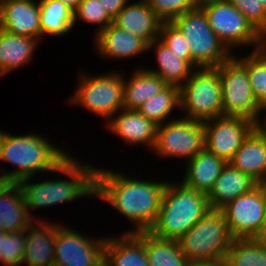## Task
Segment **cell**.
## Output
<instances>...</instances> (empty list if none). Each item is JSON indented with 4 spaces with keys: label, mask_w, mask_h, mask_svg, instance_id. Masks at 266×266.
<instances>
[{
    "label": "cell",
    "mask_w": 266,
    "mask_h": 266,
    "mask_svg": "<svg viewBox=\"0 0 266 266\" xmlns=\"http://www.w3.org/2000/svg\"><path fill=\"white\" fill-rule=\"evenodd\" d=\"M114 171L97 167L96 169V199L109 204L121 213L132 224L134 230L124 233L148 232L154 226L166 181L144 180Z\"/></svg>",
    "instance_id": "1"
},
{
    "label": "cell",
    "mask_w": 266,
    "mask_h": 266,
    "mask_svg": "<svg viewBox=\"0 0 266 266\" xmlns=\"http://www.w3.org/2000/svg\"><path fill=\"white\" fill-rule=\"evenodd\" d=\"M96 169L97 167L92 163H85L69 154L52 171V176L54 173L58 174L60 179L49 178L44 181L31 182L34 177H28L20 180L18 183L21 186L30 216L34 220H43L38 216L37 218L33 216L32 210L73 202L86 196L87 199L94 198L96 195Z\"/></svg>",
    "instance_id": "2"
},
{
    "label": "cell",
    "mask_w": 266,
    "mask_h": 266,
    "mask_svg": "<svg viewBox=\"0 0 266 266\" xmlns=\"http://www.w3.org/2000/svg\"><path fill=\"white\" fill-rule=\"evenodd\" d=\"M49 140L41 133L17 136L3 131L0 137V162L14 165L15 170L8 171L1 167V176L9 182H19L38 173H52L71 153Z\"/></svg>",
    "instance_id": "3"
},
{
    "label": "cell",
    "mask_w": 266,
    "mask_h": 266,
    "mask_svg": "<svg viewBox=\"0 0 266 266\" xmlns=\"http://www.w3.org/2000/svg\"><path fill=\"white\" fill-rule=\"evenodd\" d=\"M209 210L207 194L181 182L167 181L157 220L149 232L162 239L178 240Z\"/></svg>",
    "instance_id": "4"
},
{
    "label": "cell",
    "mask_w": 266,
    "mask_h": 266,
    "mask_svg": "<svg viewBox=\"0 0 266 266\" xmlns=\"http://www.w3.org/2000/svg\"><path fill=\"white\" fill-rule=\"evenodd\" d=\"M81 71L74 93L68 102L109 121L123 109L124 73L108 71L96 75Z\"/></svg>",
    "instance_id": "5"
},
{
    "label": "cell",
    "mask_w": 266,
    "mask_h": 266,
    "mask_svg": "<svg viewBox=\"0 0 266 266\" xmlns=\"http://www.w3.org/2000/svg\"><path fill=\"white\" fill-rule=\"evenodd\" d=\"M233 240L223 211L210 209L178 239V244L191 263L224 259Z\"/></svg>",
    "instance_id": "6"
},
{
    "label": "cell",
    "mask_w": 266,
    "mask_h": 266,
    "mask_svg": "<svg viewBox=\"0 0 266 266\" xmlns=\"http://www.w3.org/2000/svg\"><path fill=\"white\" fill-rule=\"evenodd\" d=\"M185 37L191 61L197 68L218 67L232 53L211 29L205 12L197 6L171 21Z\"/></svg>",
    "instance_id": "7"
},
{
    "label": "cell",
    "mask_w": 266,
    "mask_h": 266,
    "mask_svg": "<svg viewBox=\"0 0 266 266\" xmlns=\"http://www.w3.org/2000/svg\"><path fill=\"white\" fill-rule=\"evenodd\" d=\"M222 84L216 67L196 68L180 87L184 118L205 122L223 116Z\"/></svg>",
    "instance_id": "8"
},
{
    "label": "cell",
    "mask_w": 266,
    "mask_h": 266,
    "mask_svg": "<svg viewBox=\"0 0 266 266\" xmlns=\"http://www.w3.org/2000/svg\"><path fill=\"white\" fill-rule=\"evenodd\" d=\"M206 14L216 36L232 52L238 47H264V38L246 20L245 16L228 0H207L198 5Z\"/></svg>",
    "instance_id": "9"
},
{
    "label": "cell",
    "mask_w": 266,
    "mask_h": 266,
    "mask_svg": "<svg viewBox=\"0 0 266 266\" xmlns=\"http://www.w3.org/2000/svg\"><path fill=\"white\" fill-rule=\"evenodd\" d=\"M216 68L222 84L223 116L243 117L259 125L266 110L254 96L247 69L234 56Z\"/></svg>",
    "instance_id": "10"
},
{
    "label": "cell",
    "mask_w": 266,
    "mask_h": 266,
    "mask_svg": "<svg viewBox=\"0 0 266 266\" xmlns=\"http://www.w3.org/2000/svg\"><path fill=\"white\" fill-rule=\"evenodd\" d=\"M205 148L204 122L184 117L171 119L157 126L156 142L152 150L160 158L192 159Z\"/></svg>",
    "instance_id": "11"
},
{
    "label": "cell",
    "mask_w": 266,
    "mask_h": 266,
    "mask_svg": "<svg viewBox=\"0 0 266 266\" xmlns=\"http://www.w3.org/2000/svg\"><path fill=\"white\" fill-rule=\"evenodd\" d=\"M221 210L234 239L258 238L266 220V184H258Z\"/></svg>",
    "instance_id": "12"
},
{
    "label": "cell",
    "mask_w": 266,
    "mask_h": 266,
    "mask_svg": "<svg viewBox=\"0 0 266 266\" xmlns=\"http://www.w3.org/2000/svg\"><path fill=\"white\" fill-rule=\"evenodd\" d=\"M73 227L58 226L54 248L57 266H98L104 260L105 237H89Z\"/></svg>",
    "instance_id": "13"
},
{
    "label": "cell",
    "mask_w": 266,
    "mask_h": 266,
    "mask_svg": "<svg viewBox=\"0 0 266 266\" xmlns=\"http://www.w3.org/2000/svg\"><path fill=\"white\" fill-rule=\"evenodd\" d=\"M258 125L243 117L222 116L204 122L205 148L229 162Z\"/></svg>",
    "instance_id": "14"
},
{
    "label": "cell",
    "mask_w": 266,
    "mask_h": 266,
    "mask_svg": "<svg viewBox=\"0 0 266 266\" xmlns=\"http://www.w3.org/2000/svg\"><path fill=\"white\" fill-rule=\"evenodd\" d=\"M0 28L41 41L39 0H0Z\"/></svg>",
    "instance_id": "15"
},
{
    "label": "cell",
    "mask_w": 266,
    "mask_h": 266,
    "mask_svg": "<svg viewBox=\"0 0 266 266\" xmlns=\"http://www.w3.org/2000/svg\"><path fill=\"white\" fill-rule=\"evenodd\" d=\"M109 130L129 146L144 145L154 148L157 124L141 115L137 110L122 109L104 124Z\"/></svg>",
    "instance_id": "16"
},
{
    "label": "cell",
    "mask_w": 266,
    "mask_h": 266,
    "mask_svg": "<svg viewBox=\"0 0 266 266\" xmlns=\"http://www.w3.org/2000/svg\"><path fill=\"white\" fill-rule=\"evenodd\" d=\"M93 37L96 52L103 59L122 61L148 53V44L143 39L113 23Z\"/></svg>",
    "instance_id": "17"
},
{
    "label": "cell",
    "mask_w": 266,
    "mask_h": 266,
    "mask_svg": "<svg viewBox=\"0 0 266 266\" xmlns=\"http://www.w3.org/2000/svg\"><path fill=\"white\" fill-rule=\"evenodd\" d=\"M161 20L146 0L128 2L113 18V24L143 39L148 45L159 38Z\"/></svg>",
    "instance_id": "18"
},
{
    "label": "cell",
    "mask_w": 266,
    "mask_h": 266,
    "mask_svg": "<svg viewBox=\"0 0 266 266\" xmlns=\"http://www.w3.org/2000/svg\"><path fill=\"white\" fill-rule=\"evenodd\" d=\"M258 184H266V134L257 126L228 162Z\"/></svg>",
    "instance_id": "19"
},
{
    "label": "cell",
    "mask_w": 266,
    "mask_h": 266,
    "mask_svg": "<svg viewBox=\"0 0 266 266\" xmlns=\"http://www.w3.org/2000/svg\"><path fill=\"white\" fill-rule=\"evenodd\" d=\"M60 224L44 220H35L27 228V242L23 263L28 266L54 265L56 229Z\"/></svg>",
    "instance_id": "20"
},
{
    "label": "cell",
    "mask_w": 266,
    "mask_h": 266,
    "mask_svg": "<svg viewBox=\"0 0 266 266\" xmlns=\"http://www.w3.org/2000/svg\"><path fill=\"white\" fill-rule=\"evenodd\" d=\"M107 236L104 259L110 266H149L145 252V232Z\"/></svg>",
    "instance_id": "21"
},
{
    "label": "cell",
    "mask_w": 266,
    "mask_h": 266,
    "mask_svg": "<svg viewBox=\"0 0 266 266\" xmlns=\"http://www.w3.org/2000/svg\"><path fill=\"white\" fill-rule=\"evenodd\" d=\"M228 162L215 156L206 148L185 164V174L181 183L188 188L208 194Z\"/></svg>",
    "instance_id": "22"
},
{
    "label": "cell",
    "mask_w": 266,
    "mask_h": 266,
    "mask_svg": "<svg viewBox=\"0 0 266 266\" xmlns=\"http://www.w3.org/2000/svg\"><path fill=\"white\" fill-rule=\"evenodd\" d=\"M40 40L11 34L0 28V78L30 64Z\"/></svg>",
    "instance_id": "23"
},
{
    "label": "cell",
    "mask_w": 266,
    "mask_h": 266,
    "mask_svg": "<svg viewBox=\"0 0 266 266\" xmlns=\"http://www.w3.org/2000/svg\"><path fill=\"white\" fill-rule=\"evenodd\" d=\"M258 183L248 174L227 164L207 194L210 209L221 210L238 196L250 192Z\"/></svg>",
    "instance_id": "24"
},
{
    "label": "cell",
    "mask_w": 266,
    "mask_h": 266,
    "mask_svg": "<svg viewBox=\"0 0 266 266\" xmlns=\"http://www.w3.org/2000/svg\"><path fill=\"white\" fill-rule=\"evenodd\" d=\"M35 220L30 216L21 186L8 182L0 191V228L6 233L27 229Z\"/></svg>",
    "instance_id": "25"
},
{
    "label": "cell",
    "mask_w": 266,
    "mask_h": 266,
    "mask_svg": "<svg viewBox=\"0 0 266 266\" xmlns=\"http://www.w3.org/2000/svg\"><path fill=\"white\" fill-rule=\"evenodd\" d=\"M152 50L155 51L157 67L145 69L160 76L168 85L181 87L197 68L192 61L180 59L159 38L148 45V54Z\"/></svg>",
    "instance_id": "26"
},
{
    "label": "cell",
    "mask_w": 266,
    "mask_h": 266,
    "mask_svg": "<svg viewBox=\"0 0 266 266\" xmlns=\"http://www.w3.org/2000/svg\"><path fill=\"white\" fill-rule=\"evenodd\" d=\"M136 69L129 79L124 73L123 109L137 110L168 86L160 76L149 72L145 67Z\"/></svg>",
    "instance_id": "27"
},
{
    "label": "cell",
    "mask_w": 266,
    "mask_h": 266,
    "mask_svg": "<svg viewBox=\"0 0 266 266\" xmlns=\"http://www.w3.org/2000/svg\"><path fill=\"white\" fill-rule=\"evenodd\" d=\"M41 41L47 35L60 37L74 29L73 11L60 0H40Z\"/></svg>",
    "instance_id": "28"
},
{
    "label": "cell",
    "mask_w": 266,
    "mask_h": 266,
    "mask_svg": "<svg viewBox=\"0 0 266 266\" xmlns=\"http://www.w3.org/2000/svg\"><path fill=\"white\" fill-rule=\"evenodd\" d=\"M145 252L149 266H189L178 240L162 239L145 232Z\"/></svg>",
    "instance_id": "29"
},
{
    "label": "cell",
    "mask_w": 266,
    "mask_h": 266,
    "mask_svg": "<svg viewBox=\"0 0 266 266\" xmlns=\"http://www.w3.org/2000/svg\"><path fill=\"white\" fill-rule=\"evenodd\" d=\"M175 109H180V87L168 85L142 104L137 111L155 124L161 125L168 122L170 116L176 119L171 115Z\"/></svg>",
    "instance_id": "30"
},
{
    "label": "cell",
    "mask_w": 266,
    "mask_h": 266,
    "mask_svg": "<svg viewBox=\"0 0 266 266\" xmlns=\"http://www.w3.org/2000/svg\"><path fill=\"white\" fill-rule=\"evenodd\" d=\"M224 260L227 266H266V243L258 238L234 239Z\"/></svg>",
    "instance_id": "31"
},
{
    "label": "cell",
    "mask_w": 266,
    "mask_h": 266,
    "mask_svg": "<svg viewBox=\"0 0 266 266\" xmlns=\"http://www.w3.org/2000/svg\"><path fill=\"white\" fill-rule=\"evenodd\" d=\"M248 53L244 57L235 53L233 56L247 69L254 96L266 110V47Z\"/></svg>",
    "instance_id": "32"
},
{
    "label": "cell",
    "mask_w": 266,
    "mask_h": 266,
    "mask_svg": "<svg viewBox=\"0 0 266 266\" xmlns=\"http://www.w3.org/2000/svg\"><path fill=\"white\" fill-rule=\"evenodd\" d=\"M27 229L6 233L0 228V262L3 266L23 265Z\"/></svg>",
    "instance_id": "33"
},
{
    "label": "cell",
    "mask_w": 266,
    "mask_h": 266,
    "mask_svg": "<svg viewBox=\"0 0 266 266\" xmlns=\"http://www.w3.org/2000/svg\"><path fill=\"white\" fill-rule=\"evenodd\" d=\"M85 22L96 26L95 35L106 29L113 19L101 5L99 0H82L73 11V24L76 27L77 21Z\"/></svg>",
    "instance_id": "34"
},
{
    "label": "cell",
    "mask_w": 266,
    "mask_h": 266,
    "mask_svg": "<svg viewBox=\"0 0 266 266\" xmlns=\"http://www.w3.org/2000/svg\"><path fill=\"white\" fill-rule=\"evenodd\" d=\"M162 22H171L175 17L194 10L198 4L195 0H146Z\"/></svg>",
    "instance_id": "35"
},
{
    "label": "cell",
    "mask_w": 266,
    "mask_h": 266,
    "mask_svg": "<svg viewBox=\"0 0 266 266\" xmlns=\"http://www.w3.org/2000/svg\"><path fill=\"white\" fill-rule=\"evenodd\" d=\"M159 39L180 59L191 61L189 46L185 37L172 22H161Z\"/></svg>",
    "instance_id": "36"
},
{
    "label": "cell",
    "mask_w": 266,
    "mask_h": 266,
    "mask_svg": "<svg viewBox=\"0 0 266 266\" xmlns=\"http://www.w3.org/2000/svg\"><path fill=\"white\" fill-rule=\"evenodd\" d=\"M264 38L266 36V9L259 0H228Z\"/></svg>",
    "instance_id": "37"
},
{
    "label": "cell",
    "mask_w": 266,
    "mask_h": 266,
    "mask_svg": "<svg viewBox=\"0 0 266 266\" xmlns=\"http://www.w3.org/2000/svg\"><path fill=\"white\" fill-rule=\"evenodd\" d=\"M129 1L131 0H99L112 19Z\"/></svg>",
    "instance_id": "38"
},
{
    "label": "cell",
    "mask_w": 266,
    "mask_h": 266,
    "mask_svg": "<svg viewBox=\"0 0 266 266\" xmlns=\"http://www.w3.org/2000/svg\"><path fill=\"white\" fill-rule=\"evenodd\" d=\"M189 266H227V263L224 259H221L212 261L191 262Z\"/></svg>",
    "instance_id": "39"
},
{
    "label": "cell",
    "mask_w": 266,
    "mask_h": 266,
    "mask_svg": "<svg viewBox=\"0 0 266 266\" xmlns=\"http://www.w3.org/2000/svg\"><path fill=\"white\" fill-rule=\"evenodd\" d=\"M74 11L82 0H60Z\"/></svg>",
    "instance_id": "40"
},
{
    "label": "cell",
    "mask_w": 266,
    "mask_h": 266,
    "mask_svg": "<svg viewBox=\"0 0 266 266\" xmlns=\"http://www.w3.org/2000/svg\"><path fill=\"white\" fill-rule=\"evenodd\" d=\"M266 114V113H265ZM263 115L260 124L258 125L262 131L266 134V115Z\"/></svg>",
    "instance_id": "41"
},
{
    "label": "cell",
    "mask_w": 266,
    "mask_h": 266,
    "mask_svg": "<svg viewBox=\"0 0 266 266\" xmlns=\"http://www.w3.org/2000/svg\"><path fill=\"white\" fill-rule=\"evenodd\" d=\"M258 239H260L262 242L266 243V220H265V225H264L263 231H262L261 235L258 237Z\"/></svg>",
    "instance_id": "42"
},
{
    "label": "cell",
    "mask_w": 266,
    "mask_h": 266,
    "mask_svg": "<svg viewBox=\"0 0 266 266\" xmlns=\"http://www.w3.org/2000/svg\"><path fill=\"white\" fill-rule=\"evenodd\" d=\"M9 181L4 178L3 176L0 175V191L2 190V188L8 183Z\"/></svg>",
    "instance_id": "43"
},
{
    "label": "cell",
    "mask_w": 266,
    "mask_h": 266,
    "mask_svg": "<svg viewBox=\"0 0 266 266\" xmlns=\"http://www.w3.org/2000/svg\"><path fill=\"white\" fill-rule=\"evenodd\" d=\"M98 266H110L108 262L104 259Z\"/></svg>",
    "instance_id": "44"
},
{
    "label": "cell",
    "mask_w": 266,
    "mask_h": 266,
    "mask_svg": "<svg viewBox=\"0 0 266 266\" xmlns=\"http://www.w3.org/2000/svg\"><path fill=\"white\" fill-rule=\"evenodd\" d=\"M262 6L266 9V0H259Z\"/></svg>",
    "instance_id": "45"
},
{
    "label": "cell",
    "mask_w": 266,
    "mask_h": 266,
    "mask_svg": "<svg viewBox=\"0 0 266 266\" xmlns=\"http://www.w3.org/2000/svg\"><path fill=\"white\" fill-rule=\"evenodd\" d=\"M195 1L199 5L200 3L204 2V1H207V0H195Z\"/></svg>",
    "instance_id": "46"
},
{
    "label": "cell",
    "mask_w": 266,
    "mask_h": 266,
    "mask_svg": "<svg viewBox=\"0 0 266 266\" xmlns=\"http://www.w3.org/2000/svg\"><path fill=\"white\" fill-rule=\"evenodd\" d=\"M264 47H266V36L264 37Z\"/></svg>",
    "instance_id": "47"
}]
</instances>
